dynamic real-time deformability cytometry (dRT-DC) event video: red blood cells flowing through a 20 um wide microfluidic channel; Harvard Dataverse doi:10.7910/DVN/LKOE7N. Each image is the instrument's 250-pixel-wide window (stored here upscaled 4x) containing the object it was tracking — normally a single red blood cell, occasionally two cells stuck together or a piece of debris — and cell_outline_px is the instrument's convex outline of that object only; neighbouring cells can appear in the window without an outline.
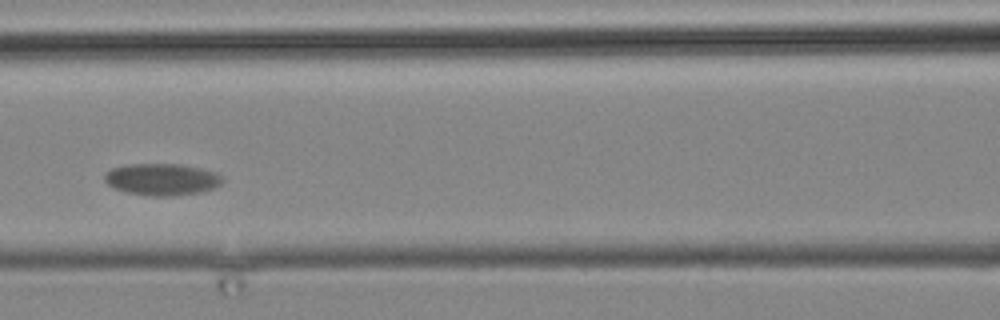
{"species": "common noctule bat (a hibernating species)", "species_latin": "Nyctalus noctula", "temperature_condition": "cold", "stored_images_in_passage": 8, "camera_frame_rate_fps": 3000, "um_per_image_px": 0.085, "animal": {"sex": "male", "body_mass_g": 19.2, "forearm_length_mm": 51.8}, "frame": {"image": 1, "passage_image": 4, "time_ms": 3.667, "image_size_px": [1000, 320], "cell_outline_px": [[224, 180], [220, 184], [212, 188], [200, 192], [168, 196], [152, 196], [128, 192], [116, 188], [108, 184], [104, 180], [104, 172], [112, 168], [128, 164], [180, 164], [200, 168], [216, 172], [224, 176]], "centroid_in_image_um": [13.77, 15.23], "position_along_channel_um": 152.8, "area_um2": 21.79}}
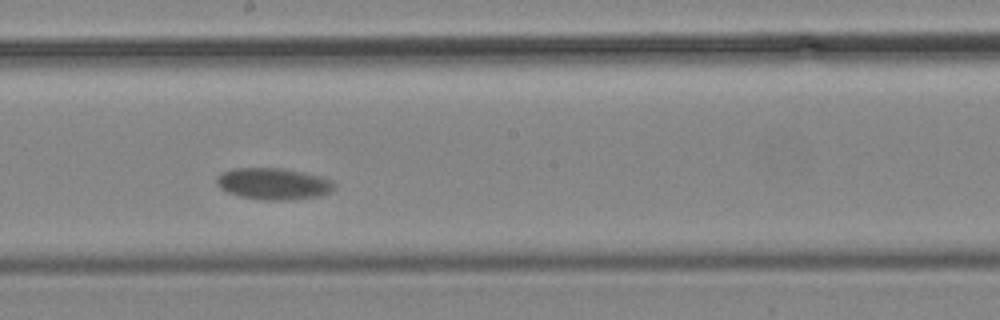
{"frame": {"image": 2, "passage_image": 6, "time_ms": 6.0, "image_size_px": [1000, 320], "cell_outline_px": [[336, 188], [332, 192], [320, 196], [284, 200], [264, 200], [240, 196], [228, 192], [220, 188], [216, 184], [216, 176], [232, 168], [280, 168], [300, 172], [332, 180], [336, 184]], "centroid_in_image_um": [23.24, 15.63], "position_along_channel_um": 225.0, "area_um2": 21.56}}
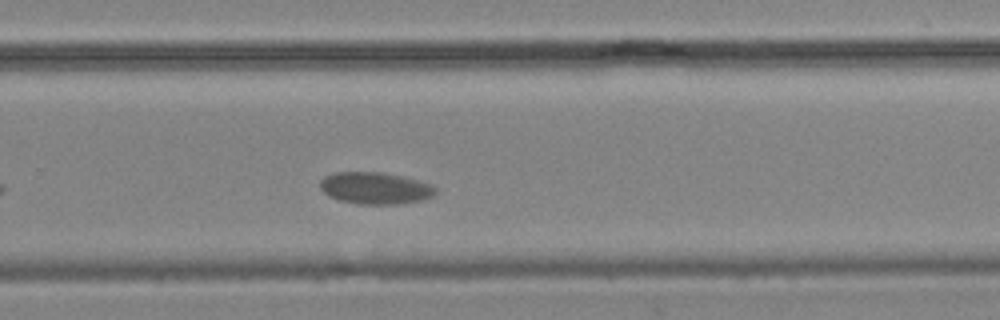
{"frame": {"image": 3, "passage_image": 8, "time_ms": 8.333, "image_size_px": [1000, 320], "cell_outline_px": [[436, 192], [432, 196], [420, 200], [400, 204], [360, 204], [340, 200], [328, 196], [320, 188], [320, 180], [324, 176], [336, 172], [380, 172], [404, 176], [432, 184], [436, 188]], "centroid_in_image_um": [31.89, 15.98], "position_along_channel_um": 297.9, "area_um2": 21.5}}